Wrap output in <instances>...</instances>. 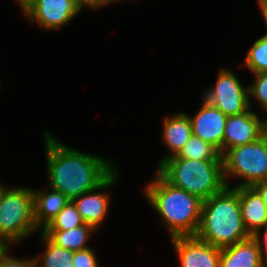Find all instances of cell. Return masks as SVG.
<instances>
[{
    "label": "cell",
    "mask_w": 267,
    "mask_h": 267,
    "mask_svg": "<svg viewBox=\"0 0 267 267\" xmlns=\"http://www.w3.org/2000/svg\"><path fill=\"white\" fill-rule=\"evenodd\" d=\"M9 251V246H5L0 252V267H35L33 258L15 257Z\"/></svg>",
    "instance_id": "obj_23"
},
{
    "label": "cell",
    "mask_w": 267,
    "mask_h": 267,
    "mask_svg": "<svg viewBox=\"0 0 267 267\" xmlns=\"http://www.w3.org/2000/svg\"><path fill=\"white\" fill-rule=\"evenodd\" d=\"M84 221L77 211L73 201H69L65 207L42 230H70L84 225Z\"/></svg>",
    "instance_id": "obj_20"
},
{
    "label": "cell",
    "mask_w": 267,
    "mask_h": 267,
    "mask_svg": "<svg viewBox=\"0 0 267 267\" xmlns=\"http://www.w3.org/2000/svg\"><path fill=\"white\" fill-rule=\"evenodd\" d=\"M238 195L245 229L253 235L267 224V207L252 186L238 187Z\"/></svg>",
    "instance_id": "obj_14"
},
{
    "label": "cell",
    "mask_w": 267,
    "mask_h": 267,
    "mask_svg": "<svg viewBox=\"0 0 267 267\" xmlns=\"http://www.w3.org/2000/svg\"><path fill=\"white\" fill-rule=\"evenodd\" d=\"M97 230L91 225L82 226L70 230H41L53 243L64 249L81 251L90 248L87 242ZM92 234V235H91Z\"/></svg>",
    "instance_id": "obj_17"
},
{
    "label": "cell",
    "mask_w": 267,
    "mask_h": 267,
    "mask_svg": "<svg viewBox=\"0 0 267 267\" xmlns=\"http://www.w3.org/2000/svg\"><path fill=\"white\" fill-rule=\"evenodd\" d=\"M157 171L173 186L203 201L227 187L223 160L168 158Z\"/></svg>",
    "instance_id": "obj_4"
},
{
    "label": "cell",
    "mask_w": 267,
    "mask_h": 267,
    "mask_svg": "<svg viewBox=\"0 0 267 267\" xmlns=\"http://www.w3.org/2000/svg\"><path fill=\"white\" fill-rule=\"evenodd\" d=\"M33 200L34 218L40 232L70 201L64 193L50 188L33 189Z\"/></svg>",
    "instance_id": "obj_16"
},
{
    "label": "cell",
    "mask_w": 267,
    "mask_h": 267,
    "mask_svg": "<svg viewBox=\"0 0 267 267\" xmlns=\"http://www.w3.org/2000/svg\"><path fill=\"white\" fill-rule=\"evenodd\" d=\"M180 267H219L221 249L194 236L171 238Z\"/></svg>",
    "instance_id": "obj_12"
},
{
    "label": "cell",
    "mask_w": 267,
    "mask_h": 267,
    "mask_svg": "<svg viewBox=\"0 0 267 267\" xmlns=\"http://www.w3.org/2000/svg\"><path fill=\"white\" fill-rule=\"evenodd\" d=\"M5 188H6V186H4L3 184L0 183V201H1L2 192Z\"/></svg>",
    "instance_id": "obj_30"
},
{
    "label": "cell",
    "mask_w": 267,
    "mask_h": 267,
    "mask_svg": "<svg viewBox=\"0 0 267 267\" xmlns=\"http://www.w3.org/2000/svg\"><path fill=\"white\" fill-rule=\"evenodd\" d=\"M251 237L257 242L260 249L261 258L267 265V224L258 229L253 235H251Z\"/></svg>",
    "instance_id": "obj_25"
},
{
    "label": "cell",
    "mask_w": 267,
    "mask_h": 267,
    "mask_svg": "<svg viewBox=\"0 0 267 267\" xmlns=\"http://www.w3.org/2000/svg\"><path fill=\"white\" fill-rule=\"evenodd\" d=\"M4 247L5 245L2 242H0V252L4 249Z\"/></svg>",
    "instance_id": "obj_31"
},
{
    "label": "cell",
    "mask_w": 267,
    "mask_h": 267,
    "mask_svg": "<svg viewBox=\"0 0 267 267\" xmlns=\"http://www.w3.org/2000/svg\"><path fill=\"white\" fill-rule=\"evenodd\" d=\"M258 7L260 8V12L262 14L263 20L267 26V0H256ZM267 36V33L264 35Z\"/></svg>",
    "instance_id": "obj_29"
},
{
    "label": "cell",
    "mask_w": 267,
    "mask_h": 267,
    "mask_svg": "<svg viewBox=\"0 0 267 267\" xmlns=\"http://www.w3.org/2000/svg\"><path fill=\"white\" fill-rule=\"evenodd\" d=\"M222 160L227 187L232 186V176L242 180L235 187L267 180V133L256 142L228 149Z\"/></svg>",
    "instance_id": "obj_6"
},
{
    "label": "cell",
    "mask_w": 267,
    "mask_h": 267,
    "mask_svg": "<svg viewBox=\"0 0 267 267\" xmlns=\"http://www.w3.org/2000/svg\"><path fill=\"white\" fill-rule=\"evenodd\" d=\"M196 236L220 249L251 237L242 220L238 187H226L203 201Z\"/></svg>",
    "instance_id": "obj_3"
},
{
    "label": "cell",
    "mask_w": 267,
    "mask_h": 267,
    "mask_svg": "<svg viewBox=\"0 0 267 267\" xmlns=\"http://www.w3.org/2000/svg\"><path fill=\"white\" fill-rule=\"evenodd\" d=\"M192 136V125L187 113L183 111L166 115L162 124L161 138L169 154L159 161L157 168L168 158L176 156Z\"/></svg>",
    "instance_id": "obj_13"
},
{
    "label": "cell",
    "mask_w": 267,
    "mask_h": 267,
    "mask_svg": "<svg viewBox=\"0 0 267 267\" xmlns=\"http://www.w3.org/2000/svg\"><path fill=\"white\" fill-rule=\"evenodd\" d=\"M244 63L253 74L267 73V36L262 35L254 41Z\"/></svg>",
    "instance_id": "obj_21"
},
{
    "label": "cell",
    "mask_w": 267,
    "mask_h": 267,
    "mask_svg": "<svg viewBox=\"0 0 267 267\" xmlns=\"http://www.w3.org/2000/svg\"><path fill=\"white\" fill-rule=\"evenodd\" d=\"M267 133V118L250 108L243 114L228 116L224 131V153L233 147L258 141Z\"/></svg>",
    "instance_id": "obj_9"
},
{
    "label": "cell",
    "mask_w": 267,
    "mask_h": 267,
    "mask_svg": "<svg viewBox=\"0 0 267 267\" xmlns=\"http://www.w3.org/2000/svg\"><path fill=\"white\" fill-rule=\"evenodd\" d=\"M118 180L119 169L116 168L96 188L72 200L85 224L91 225L96 230H99L98 228L104 223V220L109 214L111 203L109 193L107 191L104 192L103 190L112 188L116 185Z\"/></svg>",
    "instance_id": "obj_8"
},
{
    "label": "cell",
    "mask_w": 267,
    "mask_h": 267,
    "mask_svg": "<svg viewBox=\"0 0 267 267\" xmlns=\"http://www.w3.org/2000/svg\"><path fill=\"white\" fill-rule=\"evenodd\" d=\"M254 77L253 83L248 86L249 106L252 108L250 100L252 97L259 104L261 110L267 112V73L254 74Z\"/></svg>",
    "instance_id": "obj_22"
},
{
    "label": "cell",
    "mask_w": 267,
    "mask_h": 267,
    "mask_svg": "<svg viewBox=\"0 0 267 267\" xmlns=\"http://www.w3.org/2000/svg\"><path fill=\"white\" fill-rule=\"evenodd\" d=\"M39 235L46 249L33 258L35 267H74L72 250L57 246L42 232Z\"/></svg>",
    "instance_id": "obj_18"
},
{
    "label": "cell",
    "mask_w": 267,
    "mask_h": 267,
    "mask_svg": "<svg viewBox=\"0 0 267 267\" xmlns=\"http://www.w3.org/2000/svg\"><path fill=\"white\" fill-rule=\"evenodd\" d=\"M22 9V13H26L38 0H16Z\"/></svg>",
    "instance_id": "obj_28"
},
{
    "label": "cell",
    "mask_w": 267,
    "mask_h": 267,
    "mask_svg": "<svg viewBox=\"0 0 267 267\" xmlns=\"http://www.w3.org/2000/svg\"><path fill=\"white\" fill-rule=\"evenodd\" d=\"M213 87L202 98L226 116L240 115L250 109L248 86H243L233 71L222 68Z\"/></svg>",
    "instance_id": "obj_7"
},
{
    "label": "cell",
    "mask_w": 267,
    "mask_h": 267,
    "mask_svg": "<svg viewBox=\"0 0 267 267\" xmlns=\"http://www.w3.org/2000/svg\"><path fill=\"white\" fill-rule=\"evenodd\" d=\"M118 1H121V0H109V2L112 4V3H116V2H118ZM126 1H128V0H126ZM133 1V0H132Z\"/></svg>",
    "instance_id": "obj_32"
},
{
    "label": "cell",
    "mask_w": 267,
    "mask_h": 267,
    "mask_svg": "<svg viewBox=\"0 0 267 267\" xmlns=\"http://www.w3.org/2000/svg\"><path fill=\"white\" fill-rule=\"evenodd\" d=\"M80 11L73 0H38L23 16L49 31L65 26Z\"/></svg>",
    "instance_id": "obj_11"
},
{
    "label": "cell",
    "mask_w": 267,
    "mask_h": 267,
    "mask_svg": "<svg viewBox=\"0 0 267 267\" xmlns=\"http://www.w3.org/2000/svg\"><path fill=\"white\" fill-rule=\"evenodd\" d=\"M201 108L193 116L187 114L192 125V135L214 146L224 154V131L227 117L217 107L202 98Z\"/></svg>",
    "instance_id": "obj_10"
},
{
    "label": "cell",
    "mask_w": 267,
    "mask_h": 267,
    "mask_svg": "<svg viewBox=\"0 0 267 267\" xmlns=\"http://www.w3.org/2000/svg\"><path fill=\"white\" fill-rule=\"evenodd\" d=\"M170 158H186L194 160H222L220 152L211 144L192 135L181 151Z\"/></svg>",
    "instance_id": "obj_19"
},
{
    "label": "cell",
    "mask_w": 267,
    "mask_h": 267,
    "mask_svg": "<svg viewBox=\"0 0 267 267\" xmlns=\"http://www.w3.org/2000/svg\"><path fill=\"white\" fill-rule=\"evenodd\" d=\"M73 263L74 267H99L96 252L91 247L81 251H74Z\"/></svg>",
    "instance_id": "obj_24"
},
{
    "label": "cell",
    "mask_w": 267,
    "mask_h": 267,
    "mask_svg": "<svg viewBox=\"0 0 267 267\" xmlns=\"http://www.w3.org/2000/svg\"><path fill=\"white\" fill-rule=\"evenodd\" d=\"M39 231L34 218L33 189L6 187L0 201V242L11 248Z\"/></svg>",
    "instance_id": "obj_5"
},
{
    "label": "cell",
    "mask_w": 267,
    "mask_h": 267,
    "mask_svg": "<svg viewBox=\"0 0 267 267\" xmlns=\"http://www.w3.org/2000/svg\"><path fill=\"white\" fill-rule=\"evenodd\" d=\"M252 187L258 192L267 207V180L257 182Z\"/></svg>",
    "instance_id": "obj_27"
},
{
    "label": "cell",
    "mask_w": 267,
    "mask_h": 267,
    "mask_svg": "<svg viewBox=\"0 0 267 267\" xmlns=\"http://www.w3.org/2000/svg\"><path fill=\"white\" fill-rule=\"evenodd\" d=\"M76 6L82 10L85 7H88L93 10H98L105 5H110L109 0H73Z\"/></svg>",
    "instance_id": "obj_26"
},
{
    "label": "cell",
    "mask_w": 267,
    "mask_h": 267,
    "mask_svg": "<svg viewBox=\"0 0 267 267\" xmlns=\"http://www.w3.org/2000/svg\"><path fill=\"white\" fill-rule=\"evenodd\" d=\"M257 242L252 238L221 249L219 267H266Z\"/></svg>",
    "instance_id": "obj_15"
},
{
    "label": "cell",
    "mask_w": 267,
    "mask_h": 267,
    "mask_svg": "<svg viewBox=\"0 0 267 267\" xmlns=\"http://www.w3.org/2000/svg\"><path fill=\"white\" fill-rule=\"evenodd\" d=\"M144 189L147 203L158 212L170 238L197 234L203 200L173 186L158 171Z\"/></svg>",
    "instance_id": "obj_2"
},
{
    "label": "cell",
    "mask_w": 267,
    "mask_h": 267,
    "mask_svg": "<svg viewBox=\"0 0 267 267\" xmlns=\"http://www.w3.org/2000/svg\"><path fill=\"white\" fill-rule=\"evenodd\" d=\"M49 188L64 193L70 201L100 185L117 167L104 156L74 149L50 131L43 137Z\"/></svg>",
    "instance_id": "obj_1"
}]
</instances>
